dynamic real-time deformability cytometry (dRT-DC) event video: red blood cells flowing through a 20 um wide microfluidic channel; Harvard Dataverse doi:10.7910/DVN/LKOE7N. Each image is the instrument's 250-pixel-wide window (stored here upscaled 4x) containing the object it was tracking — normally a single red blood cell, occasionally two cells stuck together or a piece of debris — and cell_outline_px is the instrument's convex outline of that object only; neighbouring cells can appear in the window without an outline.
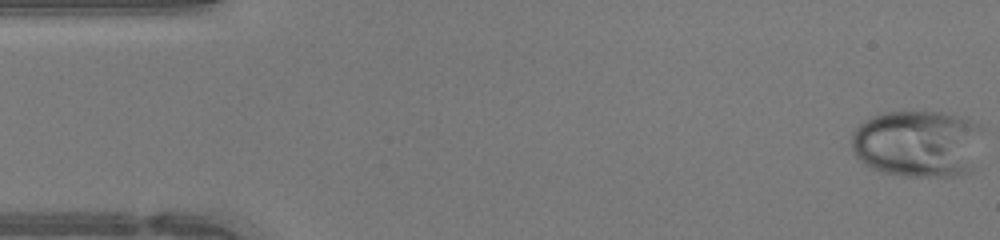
{"species": "human", "species_latin": "Homo sapiens", "temperature_condition": "warm", "stored_images_in_passage": 47, "camera_frame_rate_fps": 3000, "um_per_image_px": 0.085, "donor": {"sex": "female"}, "frame": {"image": 1, "passage_image": 1, "time_ms": 0.0, "image_size_px": [1000, 240], "cell_outline_px": [[984, 128], [972, 172], [960, 176], [904, 176], [884, 172], [872, 168], [864, 164], [852, 152], [852, 132], [864, 120], [872, 116], [884, 112], [944, 112], [972, 120], [980, 124]], "centroid_in_image_um": [78.04, 12.21], "position_along_channel_um": 7.0, "area_um2": 52.14}}
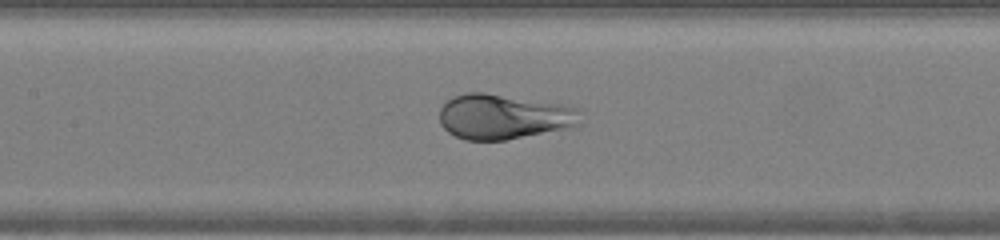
{"frame": {"image": 2, "passage_image": 21, "time_ms": 6.667, "image_size_px": [1000, 240], "cell_outline_px": [[580, 124], [576, 128], [504, 140], [464, 140], [448, 132], [440, 124], [440, 108], [452, 96], [464, 92], [484, 92], [560, 104], [580, 108]], "centroid_in_image_um": [42.84, 9.92], "position_along_channel_um": 164.6, "area_um2": 37.51}}
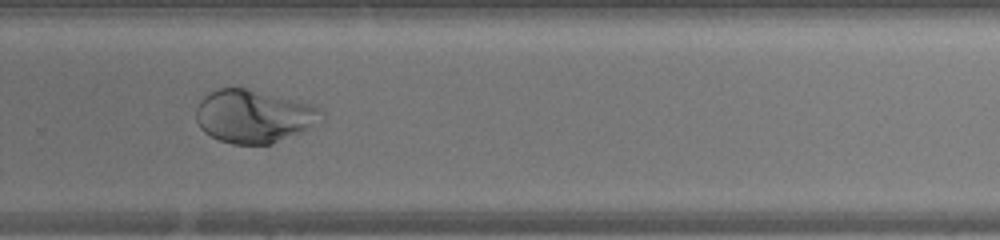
{"frame": {"image": 3, "passage_image": 31, "time_ms": 10.0, "image_size_px": [1000, 240], "cell_outline_px": [[324, 120], [300, 132], [272, 144], [232, 144], [220, 140], [204, 132], [200, 128], [196, 120], [196, 108], [200, 100], [204, 96], [216, 88], [244, 88], [316, 104], [324, 108]], "centroid_in_image_um": [21.61, 9.87], "position_along_channel_um": 308.2, "area_um2": 39.07}, "authors_computed_cell_mechanics": {"area_um2": 42.7142, "velocity_mm_per_s": 4.3389, "shape_relaxation_time_tau1_ms": 5.3129, "shape_relaxation_time_tau2_ms": null, "deformation_change_tau1": 0.2164, "deformation_change_tau2": null}}